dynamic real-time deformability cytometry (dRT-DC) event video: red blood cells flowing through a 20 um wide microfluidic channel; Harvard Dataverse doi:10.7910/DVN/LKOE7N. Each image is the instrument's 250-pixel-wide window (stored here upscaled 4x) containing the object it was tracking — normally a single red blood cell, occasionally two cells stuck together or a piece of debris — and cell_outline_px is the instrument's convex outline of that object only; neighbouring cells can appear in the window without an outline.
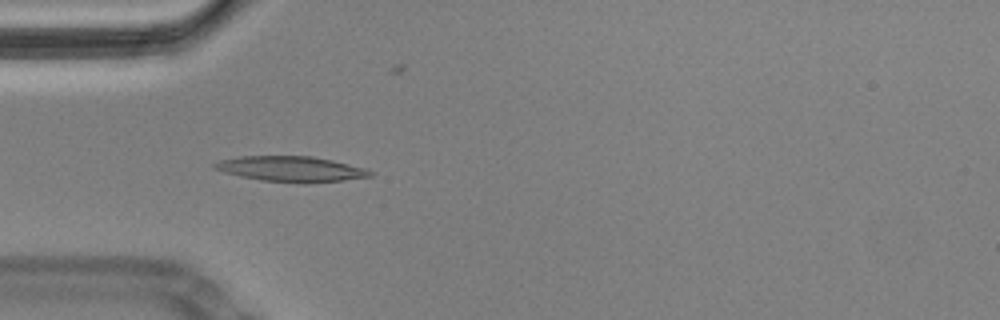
{"species": "Egyptian fruit bat (a non-hibernating species)", "species_latin": "Rousettus aegyptiacus", "temperature_condition": "cold", "stored_images_in_passage": 57, "camera_frame_rate_fps": 3000, "um_per_image_px": 0.085, "animal": {"sex": "male"}, "frame": {"image": 1, "passage_image": 17, "time_ms": 5.333, "image_size_px": [1000, 320], "cell_outline_px": [[376, 172], [372, 176], [344, 180], [300, 184], [260, 180], [240, 176], [224, 172], [212, 168], [212, 164], [220, 160], [240, 156], [312, 156], [332, 160], [364, 168]], "centroid_in_image_um": [24.74, 14.37], "position_along_channel_um": 60.3, "area_um2": 23.24}, "authors_computed_cell_mechanics": {"area_um2": 21.9062, "velocity_mm_per_s": 3.4859, "shape_relaxation_time_tau1_ms": null, "shape_relaxation_time_tau2_ms": 6.1666, "deformation_change_tau1": null, "deformation_change_tau2": 0.1203}}